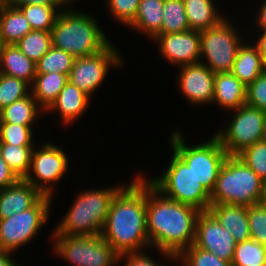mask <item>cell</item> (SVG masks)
I'll use <instances>...</instances> for the list:
<instances>
[{
	"instance_id": "obj_1",
	"label": "cell",
	"mask_w": 266,
	"mask_h": 266,
	"mask_svg": "<svg viewBox=\"0 0 266 266\" xmlns=\"http://www.w3.org/2000/svg\"><path fill=\"white\" fill-rule=\"evenodd\" d=\"M200 210L171 200L146 179V224L149 244L162 255L175 260L195 239Z\"/></svg>"
},
{
	"instance_id": "obj_2",
	"label": "cell",
	"mask_w": 266,
	"mask_h": 266,
	"mask_svg": "<svg viewBox=\"0 0 266 266\" xmlns=\"http://www.w3.org/2000/svg\"><path fill=\"white\" fill-rule=\"evenodd\" d=\"M135 177L113 197L100 234L120 256L142 252L150 245L146 224V180L142 175Z\"/></svg>"
},
{
	"instance_id": "obj_3",
	"label": "cell",
	"mask_w": 266,
	"mask_h": 266,
	"mask_svg": "<svg viewBox=\"0 0 266 266\" xmlns=\"http://www.w3.org/2000/svg\"><path fill=\"white\" fill-rule=\"evenodd\" d=\"M94 18L73 9L60 11L50 31L52 46L64 50L75 58L104 50L110 41Z\"/></svg>"
},
{
	"instance_id": "obj_4",
	"label": "cell",
	"mask_w": 266,
	"mask_h": 266,
	"mask_svg": "<svg viewBox=\"0 0 266 266\" xmlns=\"http://www.w3.org/2000/svg\"><path fill=\"white\" fill-rule=\"evenodd\" d=\"M263 180L237 155L224 160L210 193L211 205L232 204L250 207L260 201Z\"/></svg>"
},
{
	"instance_id": "obj_5",
	"label": "cell",
	"mask_w": 266,
	"mask_h": 266,
	"mask_svg": "<svg viewBox=\"0 0 266 266\" xmlns=\"http://www.w3.org/2000/svg\"><path fill=\"white\" fill-rule=\"evenodd\" d=\"M123 186L97 189L78 194L71 209L56 225L53 235H91L101 234L111 202Z\"/></svg>"
},
{
	"instance_id": "obj_6",
	"label": "cell",
	"mask_w": 266,
	"mask_h": 266,
	"mask_svg": "<svg viewBox=\"0 0 266 266\" xmlns=\"http://www.w3.org/2000/svg\"><path fill=\"white\" fill-rule=\"evenodd\" d=\"M171 163L161 177L148 180L165 197L208 211L210 193L196 179L191 168L173 151Z\"/></svg>"
},
{
	"instance_id": "obj_7",
	"label": "cell",
	"mask_w": 266,
	"mask_h": 266,
	"mask_svg": "<svg viewBox=\"0 0 266 266\" xmlns=\"http://www.w3.org/2000/svg\"><path fill=\"white\" fill-rule=\"evenodd\" d=\"M170 144L174 151L191 168L196 179L211 193L219 170L228 156L220 140L214 135L209 141L187 146L180 131H173Z\"/></svg>"
},
{
	"instance_id": "obj_8",
	"label": "cell",
	"mask_w": 266,
	"mask_h": 266,
	"mask_svg": "<svg viewBox=\"0 0 266 266\" xmlns=\"http://www.w3.org/2000/svg\"><path fill=\"white\" fill-rule=\"evenodd\" d=\"M54 250L74 266H114L120 255L101 236L53 235Z\"/></svg>"
},
{
	"instance_id": "obj_9",
	"label": "cell",
	"mask_w": 266,
	"mask_h": 266,
	"mask_svg": "<svg viewBox=\"0 0 266 266\" xmlns=\"http://www.w3.org/2000/svg\"><path fill=\"white\" fill-rule=\"evenodd\" d=\"M52 198L44 195L28 210L0 219V251L12 253L37 235L47 223Z\"/></svg>"
},
{
	"instance_id": "obj_10",
	"label": "cell",
	"mask_w": 266,
	"mask_h": 266,
	"mask_svg": "<svg viewBox=\"0 0 266 266\" xmlns=\"http://www.w3.org/2000/svg\"><path fill=\"white\" fill-rule=\"evenodd\" d=\"M238 32L224 18L216 26L200 31L201 58L214 74L231 72L238 48L242 44Z\"/></svg>"
},
{
	"instance_id": "obj_11",
	"label": "cell",
	"mask_w": 266,
	"mask_h": 266,
	"mask_svg": "<svg viewBox=\"0 0 266 266\" xmlns=\"http://www.w3.org/2000/svg\"><path fill=\"white\" fill-rule=\"evenodd\" d=\"M235 112L227 129L215 134L228 155H238L261 141L264 135L266 112L247 104L235 109Z\"/></svg>"
},
{
	"instance_id": "obj_12",
	"label": "cell",
	"mask_w": 266,
	"mask_h": 266,
	"mask_svg": "<svg viewBox=\"0 0 266 266\" xmlns=\"http://www.w3.org/2000/svg\"><path fill=\"white\" fill-rule=\"evenodd\" d=\"M120 56L115 46L110 43L100 52L85 57H77L68 75V80L91 96L106 78L111 67L123 66Z\"/></svg>"
},
{
	"instance_id": "obj_13",
	"label": "cell",
	"mask_w": 266,
	"mask_h": 266,
	"mask_svg": "<svg viewBox=\"0 0 266 266\" xmlns=\"http://www.w3.org/2000/svg\"><path fill=\"white\" fill-rule=\"evenodd\" d=\"M67 168L68 158L62 149L47 143L38 150L33 148L31 171L24 180L37 188L43 195L52 197V194H54L52 184L62 179Z\"/></svg>"
},
{
	"instance_id": "obj_14",
	"label": "cell",
	"mask_w": 266,
	"mask_h": 266,
	"mask_svg": "<svg viewBox=\"0 0 266 266\" xmlns=\"http://www.w3.org/2000/svg\"><path fill=\"white\" fill-rule=\"evenodd\" d=\"M195 246L231 262L237 242L208 210L201 211L196 221Z\"/></svg>"
},
{
	"instance_id": "obj_15",
	"label": "cell",
	"mask_w": 266,
	"mask_h": 266,
	"mask_svg": "<svg viewBox=\"0 0 266 266\" xmlns=\"http://www.w3.org/2000/svg\"><path fill=\"white\" fill-rule=\"evenodd\" d=\"M162 57L178 67L199 63L201 56L200 31L187 30L167 34H156Z\"/></svg>"
},
{
	"instance_id": "obj_16",
	"label": "cell",
	"mask_w": 266,
	"mask_h": 266,
	"mask_svg": "<svg viewBox=\"0 0 266 266\" xmlns=\"http://www.w3.org/2000/svg\"><path fill=\"white\" fill-rule=\"evenodd\" d=\"M205 63L201 61L180 67L179 89L195 105L213 103L215 74Z\"/></svg>"
},
{
	"instance_id": "obj_17",
	"label": "cell",
	"mask_w": 266,
	"mask_h": 266,
	"mask_svg": "<svg viewBox=\"0 0 266 266\" xmlns=\"http://www.w3.org/2000/svg\"><path fill=\"white\" fill-rule=\"evenodd\" d=\"M44 195L24 179L0 190V219L33 207Z\"/></svg>"
},
{
	"instance_id": "obj_18",
	"label": "cell",
	"mask_w": 266,
	"mask_h": 266,
	"mask_svg": "<svg viewBox=\"0 0 266 266\" xmlns=\"http://www.w3.org/2000/svg\"><path fill=\"white\" fill-rule=\"evenodd\" d=\"M209 211L217 218L221 226L231 233L237 243L251 238L248 207L232 204H213L210 205Z\"/></svg>"
},
{
	"instance_id": "obj_19",
	"label": "cell",
	"mask_w": 266,
	"mask_h": 266,
	"mask_svg": "<svg viewBox=\"0 0 266 266\" xmlns=\"http://www.w3.org/2000/svg\"><path fill=\"white\" fill-rule=\"evenodd\" d=\"M90 96L80 90L73 83L68 81L64 88L59 92L56 100L46 110L55 111L61 115V120L66 125L73 123L78 117H80L89 105Z\"/></svg>"
},
{
	"instance_id": "obj_20",
	"label": "cell",
	"mask_w": 266,
	"mask_h": 266,
	"mask_svg": "<svg viewBox=\"0 0 266 266\" xmlns=\"http://www.w3.org/2000/svg\"><path fill=\"white\" fill-rule=\"evenodd\" d=\"M213 102L232 111L241 107L246 104V85L231 72L216 73Z\"/></svg>"
},
{
	"instance_id": "obj_21",
	"label": "cell",
	"mask_w": 266,
	"mask_h": 266,
	"mask_svg": "<svg viewBox=\"0 0 266 266\" xmlns=\"http://www.w3.org/2000/svg\"><path fill=\"white\" fill-rule=\"evenodd\" d=\"M0 73L24 80L31 86L36 76V63L15 44H3L0 50Z\"/></svg>"
},
{
	"instance_id": "obj_22",
	"label": "cell",
	"mask_w": 266,
	"mask_h": 266,
	"mask_svg": "<svg viewBox=\"0 0 266 266\" xmlns=\"http://www.w3.org/2000/svg\"><path fill=\"white\" fill-rule=\"evenodd\" d=\"M265 70L264 58L257 47L242 43L238 48L231 73L247 86Z\"/></svg>"
},
{
	"instance_id": "obj_23",
	"label": "cell",
	"mask_w": 266,
	"mask_h": 266,
	"mask_svg": "<svg viewBox=\"0 0 266 266\" xmlns=\"http://www.w3.org/2000/svg\"><path fill=\"white\" fill-rule=\"evenodd\" d=\"M30 31L31 25L21 10L0 1V32L3 44H16Z\"/></svg>"
},
{
	"instance_id": "obj_24",
	"label": "cell",
	"mask_w": 266,
	"mask_h": 266,
	"mask_svg": "<svg viewBox=\"0 0 266 266\" xmlns=\"http://www.w3.org/2000/svg\"><path fill=\"white\" fill-rule=\"evenodd\" d=\"M68 81V75L66 74L55 72L36 74L34 82L30 86L32 87L30 91L38 105L46 111Z\"/></svg>"
},
{
	"instance_id": "obj_25",
	"label": "cell",
	"mask_w": 266,
	"mask_h": 266,
	"mask_svg": "<svg viewBox=\"0 0 266 266\" xmlns=\"http://www.w3.org/2000/svg\"><path fill=\"white\" fill-rule=\"evenodd\" d=\"M190 30L202 31L216 26L222 17L213 0H183Z\"/></svg>"
},
{
	"instance_id": "obj_26",
	"label": "cell",
	"mask_w": 266,
	"mask_h": 266,
	"mask_svg": "<svg viewBox=\"0 0 266 266\" xmlns=\"http://www.w3.org/2000/svg\"><path fill=\"white\" fill-rule=\"evenodd\" d=\"M164 0H140L137 14L128 25L153 38L162 27Z\"/></svg>"
},
{
	"instance_id": "obj_27",
	"label": "cell",
	"mask_w": 266,
	"mask_h": 266,
	"mask_svg": "<svg viewBox=\"0 0 266 266\" xmlns=\"http://www.w3.org/2000/svg\"><path fill=\"white\" fill-rule=\"evenodd\" d=\"M40 109V110H39ZM42 108L30 93L25 98L15 101L0 110V123H12L18 125H32Z\"/></svg>"
},
{
	"instance_id": "obj_28",
	"label": "cell",
	"mask_w": 266,
	"mask_h": 266,
	"mask_svg": "<svg viewBox=\"0 0 266 266\" xmlns=\"http://www.w3.org/2000/svg\"><path fill=\"white\" fill-rule=\"evenodd\" d=\"M33 146H15L0 142L1 158L19 179H25L30 171Z\"/></svg>"
},
{
	"instance_id": "obj_29",
	"label": "cell",
	"mask_w": 266,
	"mask_h": 266,
	"mask_svg": "<svg viewBox=\"0 0 266 266\" xmlns=\"http://www.w3.org/2000/svg\"><path fill=\"white\" fill-rule=\"evenodd\" d=\"M190 30L183 0H164L163 22L157 34Z\"/></svg>"
},
{
	"instance_id": "obj_30",
	"label": "cell",
	"mask_w": 266,
	"mask_h": 266,
	"mask_svg": "<svg viewBox=\"0 0 266 266\" xmlns=\"http://www.w3.org/2000/svg\"><path fill=\"white\" fill-rule=\"evenodd\" d=\"M18 8L30 23L32 30H44L47 32L52 30L60 11L65 10L62 9L63 7L59 8L37 4L23 5Z\"/></svg>"
},
{
	"instance_id": "obj_31",
	"label": "cell",
	"mask_w": 266,
	"mask_h": 266,
	"mask_svg": "<svg viewBox=\"0 0 266 266\" xmlns=\"http://www.w3.org/2000/svg\"><path fill=\"white\" fill-rule=\"evenodd\" d=\"M15 45L29 59L37 63L52 47L51 33L32 30Z\"/></svg>"
},
{
	"instance_id": "obj_32",
	"label": "cell",
	"mask_w": 266,
	"mask_h": 266,
	"mask_svg": "<svg viewBox=\"0 0 266 266\" xmlns=\"http://www.w3.org/2000/svg\"><path fill=\"white\" fill-rule=\"evenodd\" d=\"M232 266H266V246L248 239L236 244Z\"/></svg>"
},
{
	"instance_id": "obj_33",
	"label": "cell",
	"mask_w": 266,
	"mask_h": 266,
	"mask_svg": "<svg viewBox=\"0 0 266 266\" xmlns=\"http://www.w3.org/2000/svg\"><path fill=\"white\" fill-rule=\"evenodd\" d=\"M75 59L73 55L52 46L36 63V74L55 72L69 75Z\"/></svg>"
},
{
	"instance_id": "obj_34",
	"label": "cell",
	"mask_w": 266,
	"mask_h": 266,
	"mask_svg": "<svg viewBox=\"0 0 266 266\" xmlns=\"http://www.w3.org/2000/svg\"><path fill=\"white\" fill-rule=\"evenodd\" d=\"M28 89L30 85L24 80L0 73V110L28 96Z\"/></svg>"
},
{
	"instance_id": "obj_35",
	"label": "cell",
	"mask_w": 266,
	"mask_h": 266,
	"mask_svg": "<svg viewBox=\"0 0 266 266\" xmlns=\"http://www.w3.org/2000/svg\"><path fill=\"white\" fill-rule=\"evenodd\" d=\"M175 260L182 261V266H232V263L218 258L215 254L192 244L183 250Z\"/></svg>"
},
{
	"instance_id": "obj_36",
	"label": "cell",
	"mask_w": 266,
	"mask_h": 266,
	"mask_svg": "<svg viewBox=\"0 0 266 266\" xmlns=\"http://www.w3.org/2000/svg\"><path fill=\"white\" fill-rule=\"evenodd\" d=\"M32 126L12 123H0V142L15 146H34Z\"/></svg>"
},
{
	"instance_id": "obj_37",
	"label": "cell",
	"mask_w": 266,
	"mask_h": 266,
	"mask_svg": "<svg viewBox=\"0 0 266 266\" xmlns=\"http://www.w3.org/2000/svg\"><path fill=\"white\" fill-rule=\"evenodd\" d=\"M263 181L266 180V142L263 140L245 148L237 155Z\"/></svg>"
},
{
	"instance_id": "obj_38",
	"label": "cell",
	"mask_w": 266,
	"mask_h": 266,
	"mask_svg": "<svg viewBox=\"0 0 266 266\" xmlns=\"http://www.w3.org/2000/svg\"><path fill=\"white\" fill-rule=\"evenodd\" d=\"M251 239L266 246V207L260 203L248 207Z\"/></svg>"
},
{
	"instance_id": "obj_39",
	"label": "cell",
	"mask_w": 266,
	"mask_h": 266,
	"mask_svg": "<svg viewBox=\"0 0 266 266\" xmlns=\"http://www.w3.org/2000/svg\"><path fill=\"white\" fill-rule=\"evenodd\" d=\"M246 104L266 112V70L246 86Z\"/></svg>"
},
{
	"instance_id": "obj_40",
	"label": "cell",
	"mask_w": 266,
	"mask_h": 266,
	"mask_svg": "<svg viewBox=\"0 0 266 266\" xmlns=\"http://www.w3.org/2000/svg\"><path fill=\"white\" fill-rule=\"evenodd\" d=\"M139 3L140 0H107L110 13L126 26L134 20Z\"/></svg>"
},
{
	"instance_id": "obj_41",
	"label": "cell",
	"mask_w": 266,
	"mask_h": 266,
	"mask_svg": "<svg viewBox=\"0 0 266 266\" xmlns=\"http://www.w3.org/2000/svg\"><path fill=\"white\" fill-rule=\"evenodd\" d=\"M124 259V266H159L160 264L151 259L143 252L139 253H127L120 256V262ZM126 259V260H125ZM162 266V265H161Z\"/></svg>"
},
{
	"instance_id": "obj_42",
	"label": "cell",
	"mask_w": 266,
	"mask_h": 266,
	"mask_svg": "<svg viewBox=\"0 0 266 266\" xmlns=\"http://www.w3.org/2000/svg\"><path fill=\"white\" fill-rule=\"evenodd\" d=\"M3 3L8 6L16 7L29 4H37L51 7H61L66 6L64 4H68L65 0H1Z\"/></svg>"
},
{
	"instance_id": "obj_43",
	"label": "cell",
	"mask_w": 266,
	"mask_h": 266,
	"mask_svg": "<svg viewBox=\"0 0 266 266\" xmlns=\"http://www.w3.org/2000/svg\"><path fill=\"white\" fill-rule=\"evenodd\" d=\"M19 180L0 155V190L17 183Z\"/></svg>"
},
{
	"instance_id": "obj_44",
	"label": "cell",
	"mask_w": 266,
	"mask_h": 266,
	"mask_svg": "<svg viewBox=\"0 0 266 266\" xmlns=\"http://www.w3.org/2000/svg\"><path fill=\"white\" fill-rule=\"evenodd\" d=\"M256 47L260 55L264 58V63L266 66V31H263L260 38L256 42Z\"/></svg>"
},
{
	"instance_id": "obj_45",
	"label": "cell",
	"mask_w": 266,
	"mask_h": 266,
	"mask_svg": "<svg viewBox=\"0 0 266 266\" xmlns=\"http://www.w3.org/2000/svg\"><path fill=\"white\" fill-rule=\"evenodd\" d=\"M0 266H19V264L11 258V252L0 251Z\"/></svg>"
},
{
	"instance_id": "obj_46",
	"label": "cell",
	"mask_w": 266,
	"mask_h": 266,
	"mask_svg": "<svg viewBox=\"0 0 266 266\" xmlns=\"http://www.w3.org/2000/svg\"><path fill=\"white\" fill-rule=\"evenodd\" d=\"M260 11L258 13L257 16V22L256 24H258L262 31H266V1L264 2V4H262V6L260 7Z\"/></svg>"
},
{
	"instance_id": "obj_47",
	"label": "cell",
	"mask_w": 266,
	"mask_h": 266,
	"mask_svg": "<svg viewBox=\"0 0 266 266\" xmlns=\"http://www.w3.org/2000/svg\"><path fill=\"white\" fill-rule=\"evenodd\" d=\"M259 203L266 207V180L263 181L262 193Z\"/></svg>"
},
{
	"instance_id": "obj_48",
	"label": "cell",
	"mask_w": 266,
	"mask_h": 266,
	"mask_svg": "<svg viewBox=\"0 0 266 266\" xmlns=\"http://www.w3.org/2000/svg\"><path fill=\"white\" fill-rule=\"evenodd\" d=\"M264 142H266V120H265V123H264V135H263V139H262Z\"/></svg>"
},
{
	"instance_id": "obj_49",
	"label": "cell",
	"mask_w": 266,
	"mask_h": 266,
	"mask_svg": "<svg viewBox=\"0 0 266 266\" xmlns=\"http://www.w3.org/2000/svg\"><path fill=\"white\" fill-rule=\"evenodd\" d=\"M3 47V41H2V38H1V32H0V50L2 49Z\"/></svg>"
},
{
	"instance_id": "obj_50",
	"label": "cell",
	"mask_w": 266,
	"mask_h": 266,
	"mask_svg": "<svg viewBox=\"0 0 266 266\" xmlns=\"http://www.w3.org/2000/svg\"><path fill=\"white\" fill-rule=\"evenodd\" d=\"M65 1L68 3V5H70L71 2H72V3L74 2V0H65Z\"/></svg>"
}]
</instances>
